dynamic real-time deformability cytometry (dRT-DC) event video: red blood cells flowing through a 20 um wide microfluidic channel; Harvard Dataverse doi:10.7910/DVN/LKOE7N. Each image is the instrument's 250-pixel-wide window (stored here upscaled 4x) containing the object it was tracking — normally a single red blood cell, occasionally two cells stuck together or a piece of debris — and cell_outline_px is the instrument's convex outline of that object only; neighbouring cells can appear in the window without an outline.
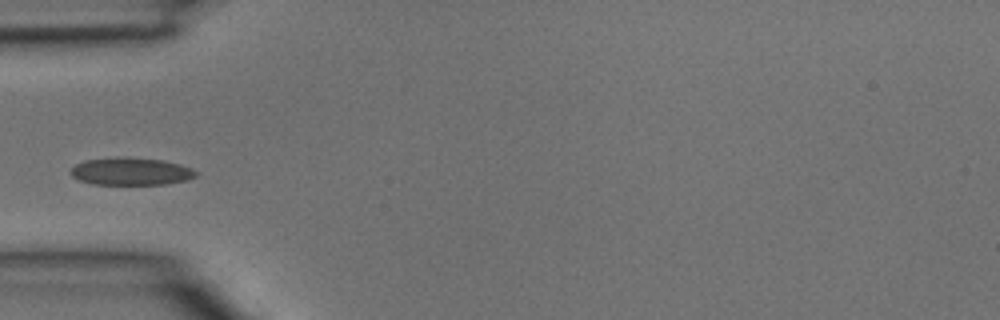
{"species": "common noctule bat (a hibernating species)", "species_latin": "Nyctalus noctula", "temperature_condition": "room temperature", "stored_images_in_passage": 2, "camera_frame_rate_fps": 3000, "um_per_image_px": 0.085, "animal": {"sex": "male", "body_mass_g": 15.6}, "frame": {"image": 1, "passage_image": 2, "time_ms": 0.333, "image_size_px": [1000, 320], "cell_outline_px": [[200, 172], [196, 176], [188, 180], [164, 184], [92, 184], [80, 180], [72, 176], [68, 172], [76, 164], [84, 160], [120, 156], [124, 156], [164, 160], [180, 164], [192, 168]], "centroid_in_image_um": [11.15, 14.55], "position_along_channel_um": 73.9, "area_um2": 20.4}}